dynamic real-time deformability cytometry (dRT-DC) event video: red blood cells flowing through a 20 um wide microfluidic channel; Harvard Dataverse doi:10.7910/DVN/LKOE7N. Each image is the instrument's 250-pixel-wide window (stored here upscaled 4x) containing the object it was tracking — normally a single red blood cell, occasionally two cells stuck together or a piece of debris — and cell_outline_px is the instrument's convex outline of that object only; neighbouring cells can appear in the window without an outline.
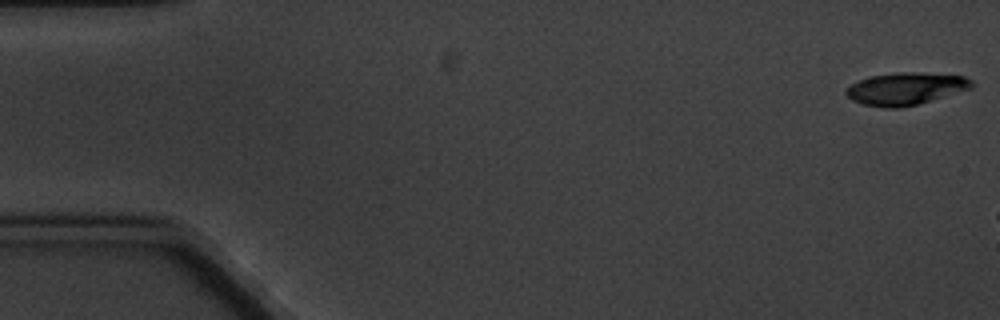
{"species": "common noctule bat (a hibernating species)", "species_latin": "Nyctalus noctula", "temperature_condition": "cold", "stored_images_in_passage": 3, "camera_frame_rate_fps": 3000, "um_per_image_px": 0.085, "animal": {"sex": "male", "body_mass_g": 20.1, "forearm_length_mm": 53.5}, "frame": {"image": 1, "passage_image": 1, "time_ms": 0.0, "image_size_px": [1000, 320], "cell_outline_px": [[972, 88], [916, 104], [900, 108], [884, 108], [864, 104], [852, 100], [844, 92], [844, 88], [868, 76], [900, 72], [916, 72], [964, 76], [972, 80]], "centroid_in_image_um": [76.94, 7.53], "position_along_channel_um": 8.1, "area_um2": 23.47}}